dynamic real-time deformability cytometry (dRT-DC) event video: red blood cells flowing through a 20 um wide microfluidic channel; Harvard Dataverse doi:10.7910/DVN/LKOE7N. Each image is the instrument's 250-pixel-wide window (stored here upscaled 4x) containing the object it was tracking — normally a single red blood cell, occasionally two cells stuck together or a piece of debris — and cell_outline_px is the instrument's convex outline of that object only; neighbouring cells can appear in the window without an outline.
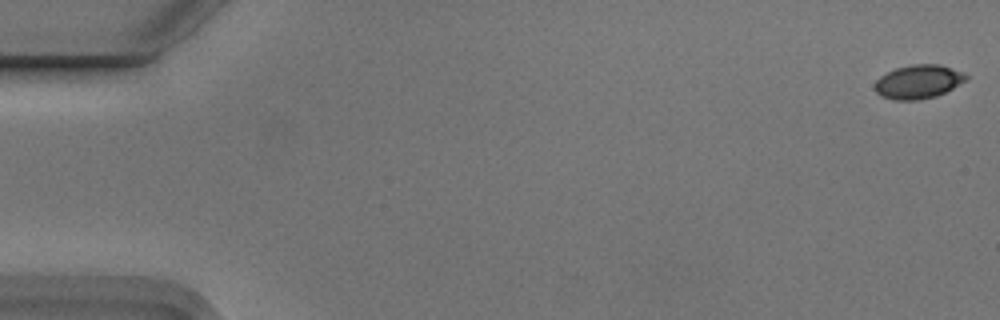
{"species": "Egyptian fruit bat (a non-hibernating species)", "species_latin": "Rousettus aegyptiacus", "temperature_condition": "cold", "stored_images_in_passage": 7, "camera_frame_rate_fps": 3000, "um_per_image_px": 0.085, "animal": {"sex": "male"}, "frame": {"image": 1, "passage_image": 1, "time_ms": 0.0, "image_size_px": [1000, 320], "cell_outline_px": [[968, 76], [964, 80], [952, 88], [936, 96], [920, 100], [892, 100], [880, 96], [872, 88], [876, 80], [880, 76], [896, 68], [912, 64], [940, 64], [964, 72]], "centroid_in_image_um": [78.01, 6.95], "position_along_channel_um": 7.0, "area_um2": 18.03}}
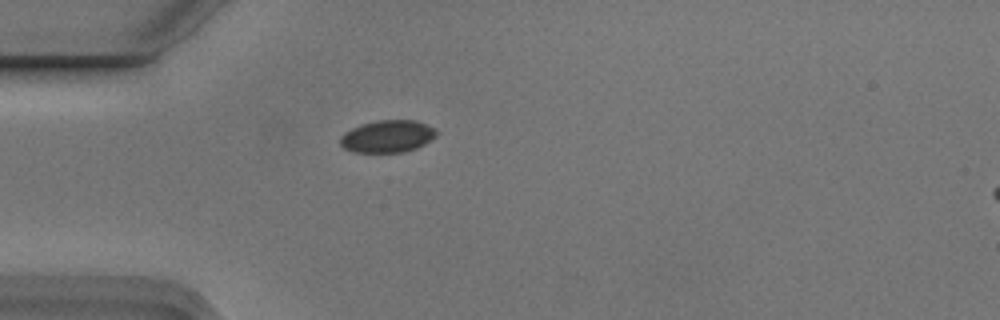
{"frame": {"image": 2, "passage_image": 5, "time_ms": 1.333, "image_size_px": [1000, 320], "cell_outline_px": [[436, 136], [432, 140], [416, 148], [404, 152], [352, 152], [344, 148], [340, 144], [340, 136], [344, 132], [352, 128], [376, 120], [416, 120], [432, 128], [436, 132]], "centroid_in_image_um": [32.91, 11.6], "position_along_channel_um": 52.1, "area_um2": 17.98}}
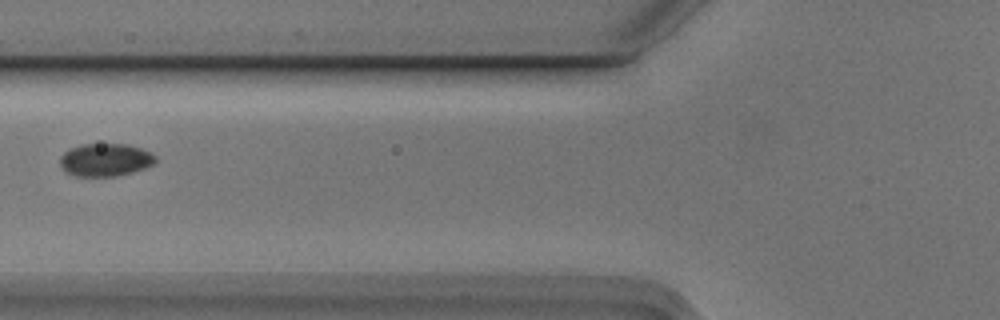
{"frame": {"image": 3, "passage_image": 7, "time_ms": 2.0, "image_size_px": [1000, 320], "cell_outline_px": [[156, 160], [152, 164], [144, 168], [132, 172], [116, 176], [76, 176], [68, 172], [60, 164], [60, 156], [64, 152], [80, 144], [128, 144], [152, 152], [156, 156]], "centroid_in_image_um": [8.97, 13.57], "position_along_channel_um": 116.8, "area_um2": 18.15}}